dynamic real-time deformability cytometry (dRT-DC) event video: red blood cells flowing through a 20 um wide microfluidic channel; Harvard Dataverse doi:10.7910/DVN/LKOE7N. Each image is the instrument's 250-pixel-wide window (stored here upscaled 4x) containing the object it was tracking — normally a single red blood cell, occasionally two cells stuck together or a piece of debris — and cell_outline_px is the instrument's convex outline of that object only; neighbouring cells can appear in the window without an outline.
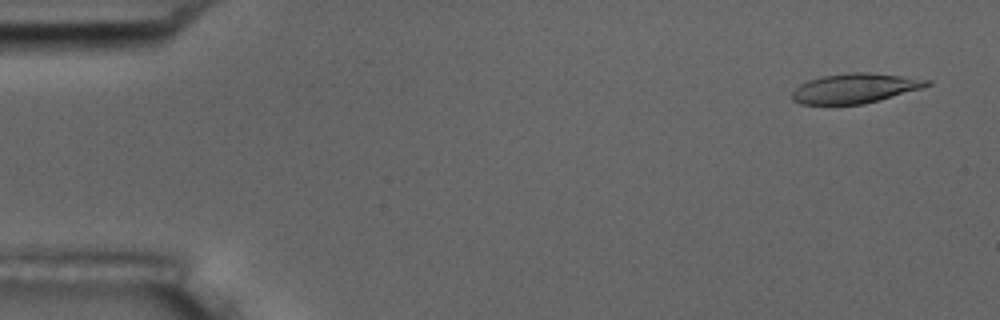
{"species": "common noctule bat (a hibernating species)", "species_latin": "Nyctalus noctula", "temperature_condition": "room temperature", "stored_images_in_passage": 5, "camera_frame_rate_fps": 3000, "um_per_image_px": 0.085, "animal": {"sex": "male", "body_mass_g": 17.5, "forearm_length_mm": 52.3}, "frame": {"image": 1, "passage_image": 1, "time_ms": 0.0, "image_size_px": [1000, 320], "cell_outline_px": [[932, 84], [920, 88], [880, 100], [864, 104], [800, 104], [792, 100], [792, 92], [800, 84], [808, 80], [820, 76], [848, 72], [868, 72], [932, 80]], "centroid_in_image_um": [72.64, 7.5], "position_along_channel_um": 12.4, "area_um2": 23.29}}